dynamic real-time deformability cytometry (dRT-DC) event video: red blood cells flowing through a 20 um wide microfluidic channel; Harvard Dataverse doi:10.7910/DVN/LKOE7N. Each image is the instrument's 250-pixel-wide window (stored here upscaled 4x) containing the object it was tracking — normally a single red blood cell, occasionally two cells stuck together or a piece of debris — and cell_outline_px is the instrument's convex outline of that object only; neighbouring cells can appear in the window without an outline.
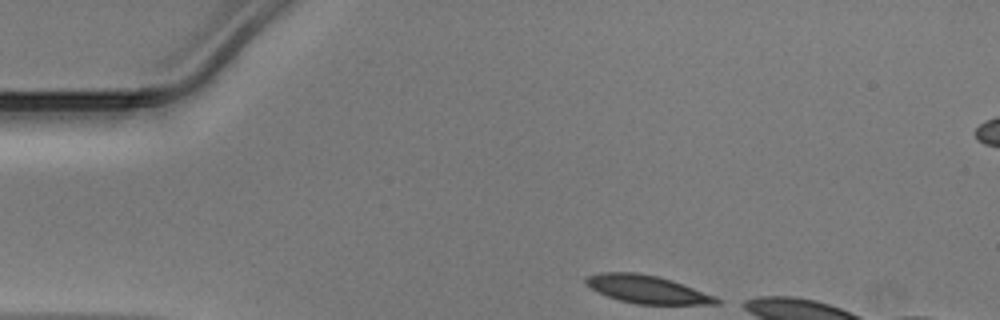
{"species": "Egyptian fruit bat (a non-hibernating species)", "species_latin": "Rousettus aegyptiacus", "temperature_condition": "warm", "stored_images_in_passage": 6, "camera_frame_rate_fps": 3000, "um_per_image_px": 0.085, "animal": {"sex": "male"}, "frame": {"image": 1, "passage_image": 1, "time_ms": 0.0, "image_size_px": [1000, 320], "cell_outline_px": [[720, 304], [636, 304], [620, 300], [608, 296], [592, 288], [584, 280], [588, 276], [600, 272], [636, 272], [656, 276], [672, 280], [712, 296], [720, 300]], "centroid_in_image_um": [54.97, 24.59], "position_along_channel_um": 30.0, "area_um2": 20.69}}